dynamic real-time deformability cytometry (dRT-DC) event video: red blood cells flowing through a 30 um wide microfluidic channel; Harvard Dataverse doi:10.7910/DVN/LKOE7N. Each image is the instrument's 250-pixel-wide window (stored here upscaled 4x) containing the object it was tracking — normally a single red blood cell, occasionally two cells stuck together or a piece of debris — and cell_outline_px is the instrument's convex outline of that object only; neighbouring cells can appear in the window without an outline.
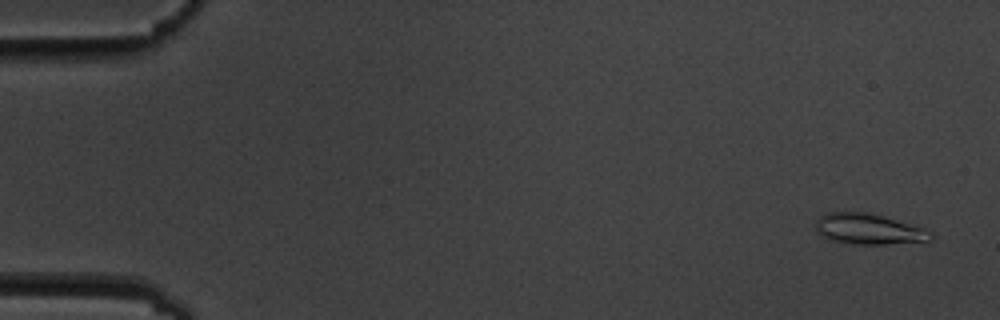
{"species": "common noctule bat (a hibernating species)", "species_latin": "Nyctalus noctula", "temperature_condition": "cold", "stored_images_in_passage": 5, "camera_frame_rate_fps": 3000, "um_per_image_px": 0.085, "animal": {"sex": "male", "body_mass_g": 19.5, "forearm_length_mm": 54.6}, "frame": {"image": 1, "passage_image": 1, "time_ms": 0.0, "image_size_px": [1000, 320], "cell_outline_px": [[932, 236], [928, 240], [884, 244], [856, 244], [828, 240], [816, 232], [816, 224], [820, 216], [828, 212], [864, 212], [884, 216], [916, 224], [932, 232]], "centroid_in_image_um": [73.83, 19.46], "position_along_channel_um": 11.2, "area_um2": 20.58}}